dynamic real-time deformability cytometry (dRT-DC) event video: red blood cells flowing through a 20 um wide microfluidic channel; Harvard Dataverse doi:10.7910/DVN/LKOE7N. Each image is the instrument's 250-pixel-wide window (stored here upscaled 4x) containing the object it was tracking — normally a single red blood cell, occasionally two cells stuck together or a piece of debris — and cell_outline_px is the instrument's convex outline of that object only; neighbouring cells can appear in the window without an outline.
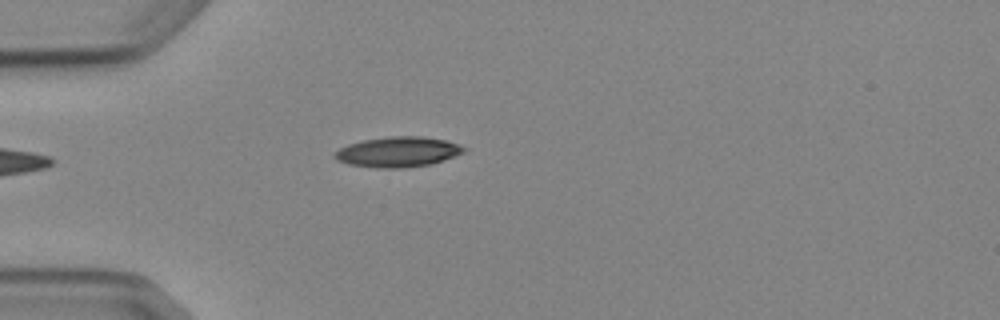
{"species": "Egyptian fruit bat (a non-hibernating species)", "species_latin": "Rousettus aegyptiacus", "temperature_condition": "cold", "stored_images_in_passage": 4, "camera_frame_rate_fps": 3000, "um_per_image_px": 0.085, "animal": {"sex": "female"}, "frame": {"image": 1, "passage_image": 4, "time_ms": 3.333, "image_size_px": [1000, 320], "cell_outline_px": [[468, 148], [464, 152], [432, 164], [404, 168], [376, 168], [348, 164], [336, 160], [332, 156], [340, 148], [348, 144], [364, 140], [388, 136], [420, 136], [444, 140], [460, 144]], "centroid_in_image_um": [33.82, 12.91], "position_along_channel_um": 51.2, "area_um2": 22.83}}